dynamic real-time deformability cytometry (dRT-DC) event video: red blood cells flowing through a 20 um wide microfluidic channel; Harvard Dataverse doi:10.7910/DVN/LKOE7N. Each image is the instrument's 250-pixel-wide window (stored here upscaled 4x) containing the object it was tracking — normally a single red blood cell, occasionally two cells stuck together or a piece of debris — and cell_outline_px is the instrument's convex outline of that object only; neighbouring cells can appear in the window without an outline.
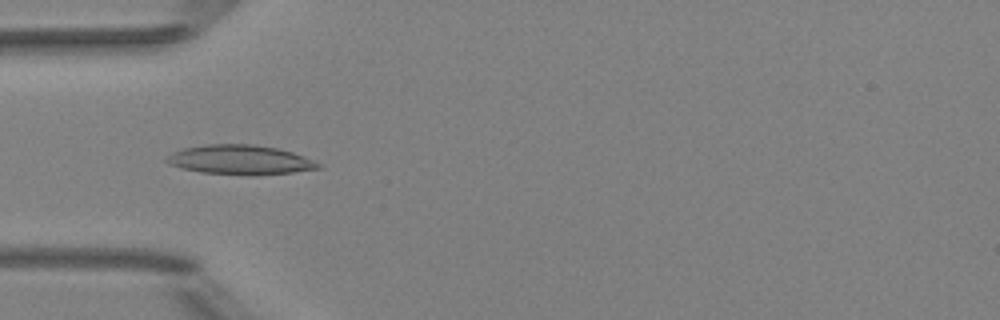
{"species": "Egyptian fruit bat (a non-hibernating species)", "species_latin": "Rousettus aegyptiacus", "temperature_condition": "room temperature", "stored_images_in_passage": 45, "camera_frame_rate_fps": 3000, "um_per_image_px": 0.085, "animal": {"sex": "female"}, "frame": {"image": 1, "passage_image": 10, "time_ms": 3.0, "image_size_px": [1000, 320], "cell_outline_px": [[324, 164], [320, 168], [292, 172], [200, 172], [180, 168], [168, 164], [164, 160], [164, 156], [172, 152], [184, 148], [204, 144], [252, 144], [276, 148], [292, 152], [304, 156]], "centroid_in_image_um": [20.34, 13.53], "position_along_channel_um": 64.7, "area_um2": 25.09}}
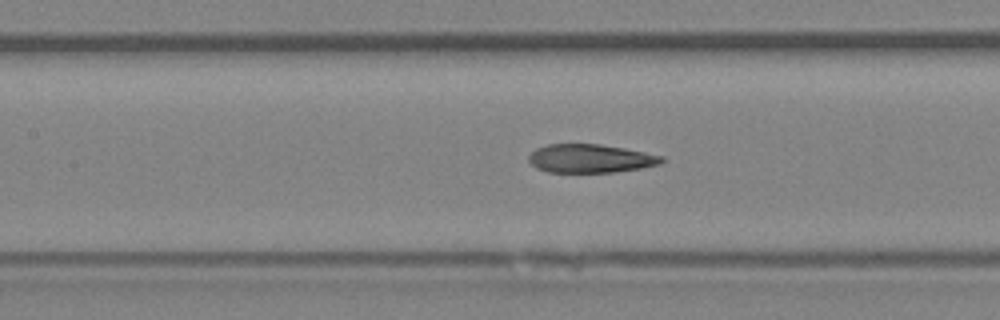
{"frame": {"image": 2, "passage_image": 17, "time_ms": 5.333, "image_size_px": [1000, 320], "cell_outline_px": [[664, 160], [660, 164], [640, 168], [616, 172], [548, 172], [536, 168], [528, 160], [528, 156], [536, 148], [548, 144], [600, 144], [624, 148], [664, 156]], "centroid_in_image_um": [50.18, 13.47], "position_along_channel_um": 157.2, "area_um2": 22.08}}
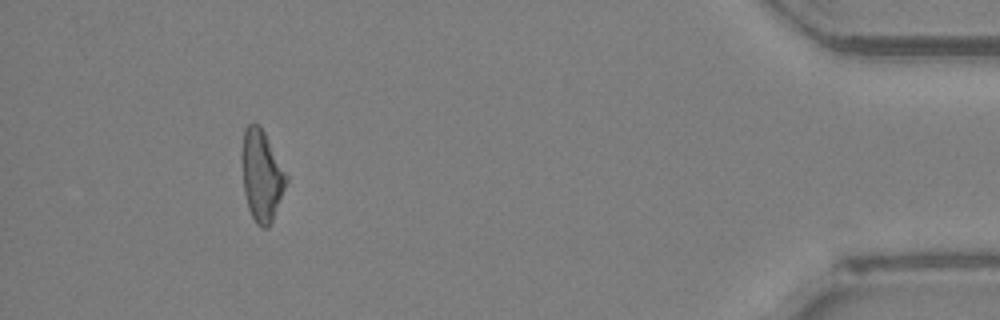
{"frame": {"image": 3, "passage_image": 41, "time_ms": 13.333, "image_size_px": [1000, 320], "cell_outline_px": [[288, 180], [272, 220], [268, 228], [260, 228], [256, 224], [248, 208], [244, 192], [240, 156], [244, 128], [252, 120], [260, 124], [288, 176]], "centroid_in_image_um": [22.2, 14.87], "position_along_channel_um": 413.0, "area_um2": 23.93}, "authors_computed_cell_mechanics": {"area_um2": 23.4668, "velocity_mm_per_s": 4.0132, "shape_relaxation_time_tau1_ms": null, "shape_relaxation_time_tau2_ms": 2.4726, "deformation_change_tau1": null, "deformation_change_tau2": 0.1121}}